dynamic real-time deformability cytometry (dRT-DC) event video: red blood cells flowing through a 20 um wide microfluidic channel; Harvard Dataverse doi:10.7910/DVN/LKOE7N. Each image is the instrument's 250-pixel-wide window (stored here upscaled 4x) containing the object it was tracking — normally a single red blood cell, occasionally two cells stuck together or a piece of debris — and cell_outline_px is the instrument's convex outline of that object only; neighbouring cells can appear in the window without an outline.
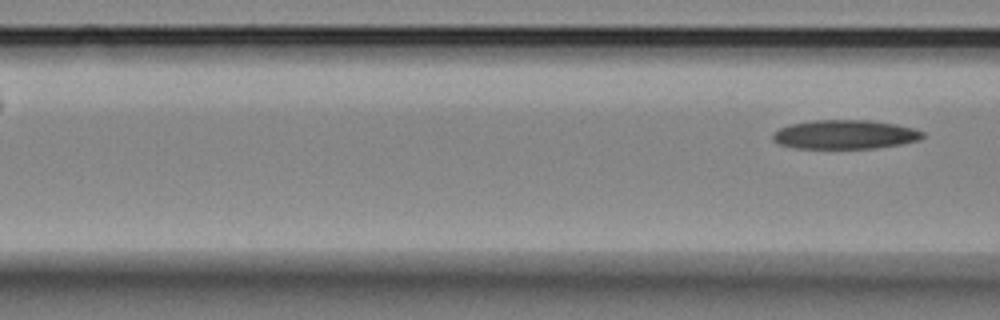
{"species": "Egyptian fruit bat (a non-hibernating species)", "species_latin": "Rousettus aegyptiacus", "temperature_condition": "room temperature", "stored_images_in_passage": 5, "segment_of_instrument_passage": [2, 2], "camera_frame_rate_fps": 3000, "um_per_image_px": 0.085, "animal": {"sex": "female"}, "frame": {"image": 1, "passage_image": 5, "time_ms": 4.667, "image_size_px": [1000, 320], "cell_outline_px": [[924, 136], [920, 140], [900, 144], [876, 148], [796, 148], [776, 144], [772, 140], [772, 132], [780, 128], [792, 124], [812, 120], [868, 120], [896, 124], [912, 128], [924, 132]], "centroid_in_image_um": [71.79, 11.43], "position_along_channel_um": 94.8, "area_um2": 25.43}}